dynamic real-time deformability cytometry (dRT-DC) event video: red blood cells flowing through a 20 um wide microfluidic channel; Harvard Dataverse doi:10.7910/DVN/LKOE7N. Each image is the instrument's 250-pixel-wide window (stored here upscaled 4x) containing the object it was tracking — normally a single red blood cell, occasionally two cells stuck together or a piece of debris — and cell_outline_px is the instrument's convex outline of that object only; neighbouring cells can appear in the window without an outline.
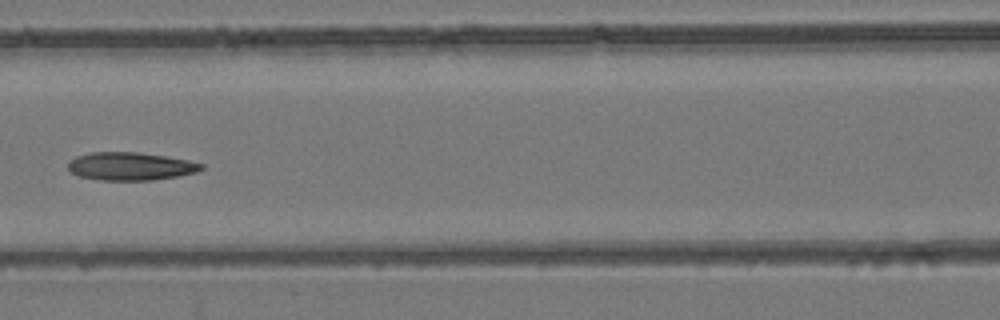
{"species": "common noctule bat (a hibernating species)", "species_latin": "Nyctalus noctula", "temperature_condition": "room temperature", "stored_images_in_passage": 8, "camera_frame_rate_fps": 3000, "um_per_image_px": 0.085, "animal": {"sex": "female", "body_mass_g": 24.6, "forearm_length_mm": 56.2}, "frame": {"image": 1, "passage_image": 7, "time_ms": 7.667, "image_size_px": [1000, 320], "cell_outline_px": [[204, 168], [196, 172], [176, 176], [152, 180], [100, 180], [80, 176], [68, 172], [68, 160], [76, 156], [92, 152], [136, 152], [164, 156], [188, 160], [204, 164]], "centroid_in_image_um": [11.05, 14.13], "position_along_channel_um": 155.6, "area_um2": 21.73}}
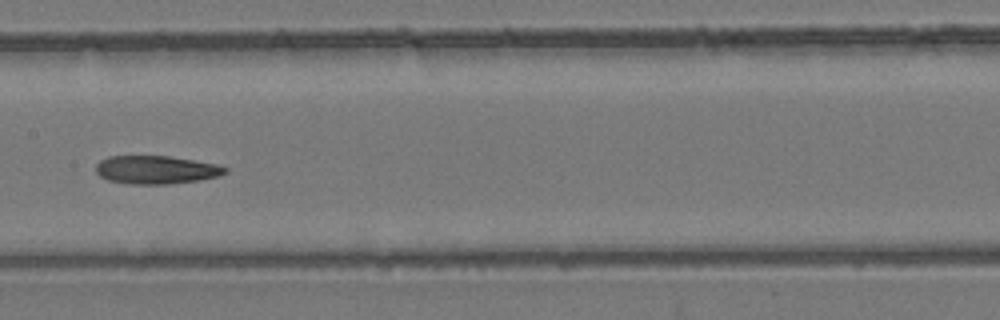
{"frame": {"image": 2, "passage_image": 8, "time_ms": 8.667, "image_size_px": [1000, 320], "cell_outline_px": [[228, 172], [220, 176], [200, 180], [168, 184], [132, 184], [108, 180], [100, 176], [96, 172], [96, 164], [100, 160], [108, 156], [168, 156], [216, 164], [228, 168]], "centroid_in_image_um": [13.28, 14.43], "position_along_channel_um": 194.1, "area_um2": 21.27}}